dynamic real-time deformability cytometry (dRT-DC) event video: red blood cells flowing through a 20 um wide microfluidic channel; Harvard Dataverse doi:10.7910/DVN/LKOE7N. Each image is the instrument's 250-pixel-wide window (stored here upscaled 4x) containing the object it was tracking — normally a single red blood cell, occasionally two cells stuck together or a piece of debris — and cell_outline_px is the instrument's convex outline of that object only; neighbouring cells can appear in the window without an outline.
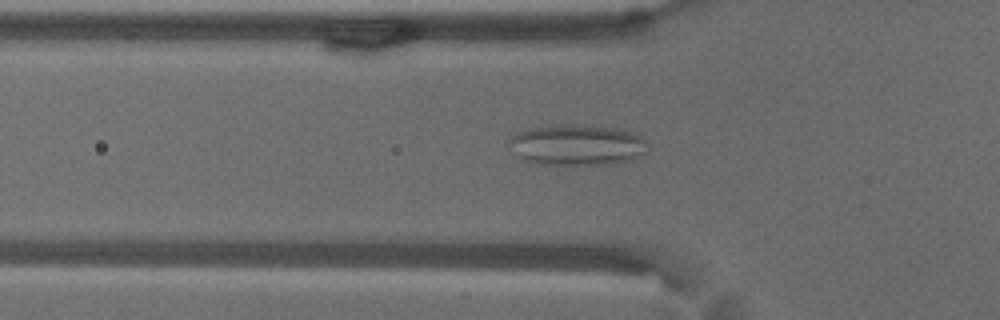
{"species": "common noctule bat (a hibernating species)", "species_latin": "Nyctalus noctula", "temperature_condition": "warm", "stored_images_in_passage": 49, "camera_frame_rate_fps": 3000, "um_per_image_px": 0.085, "animal": {"sex": "male", "body_mass_g": 18.8}, "frame": {"image": 1, "passage_image": 11, "time_ms": 3.333, "image_size_px": [1000, 320], "cell_outline_px": [[648, 152], [628, 160], [608, 164], [532, 164], [516, 156], [508, 144], [508, 140], [512, 136], [520, 132], [532, 128], [568, 124], [584, 124], [616, 128], [632, 132], [640, 136], [644, 140]], "centroid_in_image_um": [49.02, 12.32], "position_along_channel_um": 76.8, "area_um2": 32.95}}
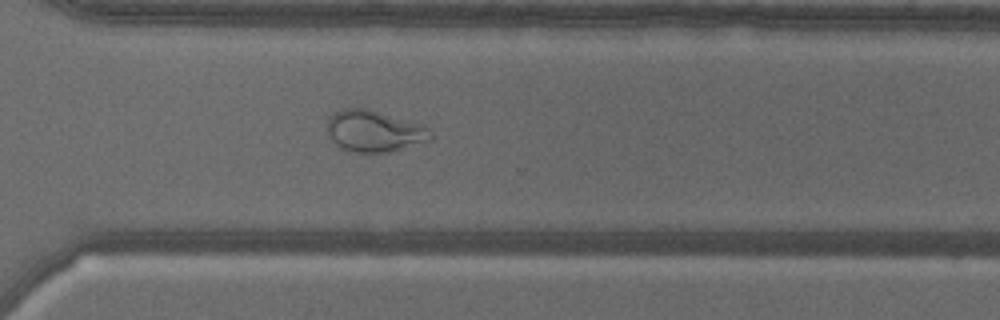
{"frame": {"image": 2, "passage_image": 33, "time_ms": 10.667, "image_size_px": [1000, 320], "cell_outline_px": [[436, 136], [432, 140], [388, 152], [352, 152], [336, 144], [328, 136], [324, 128], [332, 112], [340, 108], [364, 108], [420, 124], [428, 128]], "centroid_in_image_um": [31.77, 11.14], "position_along_channel_um": 338.8, "area_um2": 25.09}}
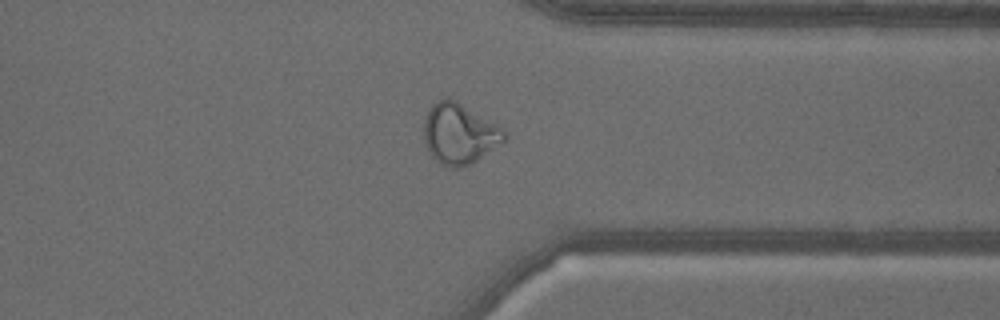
{"frame": {"image": 3, "passage_image": 36, "time_ms": 11.667, "image_size_px": [1000, 320], "cell_outline_px": [[508, 136], [504, 140], [476, 160], [468, 164], [456, 168], [452, 168], [440, 164], [432, 156], [424, 140], [424, 120], [428, 108], [436, 100], [448, 96], [456, 100], [504, 128], [508, 132]], "centroid_in_image_um": [39.03, 11.32], "position_along_channel_um": 372.4, "area_um2": 28.38}, "authors_computed_cell_mechanics": {"area_um2": 28.033, "velocity_mm_per_s": 3.565, "shape_relaxation_time_tau1_ms": null, "shape_relaxation_time_tau2_ms": 1.0136, "deformation_change_tau1": null, "deformation_change_tau2": 0.0834}}